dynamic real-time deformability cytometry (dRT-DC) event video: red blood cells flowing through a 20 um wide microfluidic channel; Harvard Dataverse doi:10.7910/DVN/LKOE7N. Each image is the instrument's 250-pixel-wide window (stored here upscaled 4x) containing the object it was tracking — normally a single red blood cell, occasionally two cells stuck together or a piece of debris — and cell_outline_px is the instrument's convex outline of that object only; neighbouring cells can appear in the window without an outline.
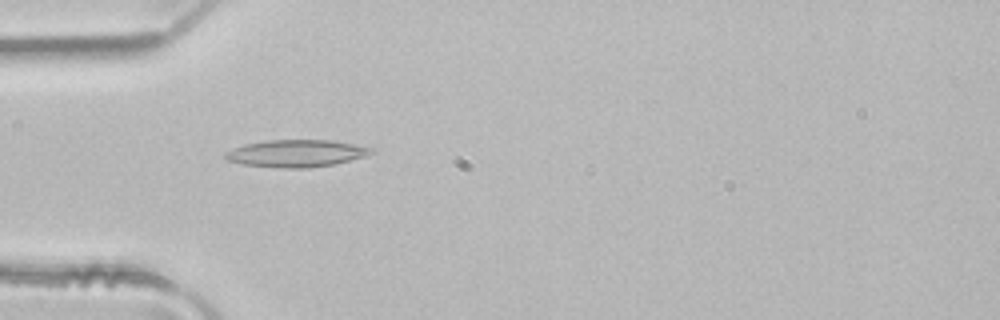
{"species": "common noctule bat (a hibernating species)", "species_latin": "Nyctalus noctula", "temperature_condition": "room temperature", "stored_images_in_passage": 4, "camera_frame_rate_fps": 3000, "um_per_image_px": 0.085, "animal": {"sex": "male", "body_mass_g": 21.5, "forearm_length_mm": 52.0}, "frame": {"image": 1, "passage_image": 3, "time_ms": 0.667, "image_size_px": [1000, 320], "cell_outline_px": [[372, 152], [364, 156], [336, 164], [308, 168], [284, 168], [244, 164], [228, 160], [224, 156], [224, 152], [244, 144], [268, 140], [332, 140], [372, 148]], "centroid_in_image_um": [25.16, 13.03], "position_along_channel_um": 59.8, "area_um2": 22.89}}
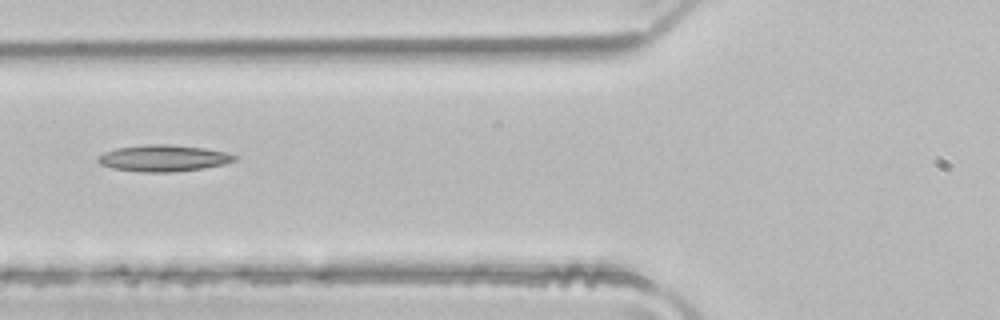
{"frame": {"image": 2, "passage_image": 4, "time_ms": 1.0, "image_size_px": [1000, 320], "cell_outline_px": [[236, 160], [224, 164], [204, 168], [172, 172], [140, 172], [112, 168], [100, 164], [96, 160], [104, 152], [116, 148], [144, 144], [168, 144], [204, 148], [228, 152], [236, 156]], "centroid_in_image_um": [13.89, 13.44], "position_along_channel_um": 111.9, "area_um2": 21.15}}